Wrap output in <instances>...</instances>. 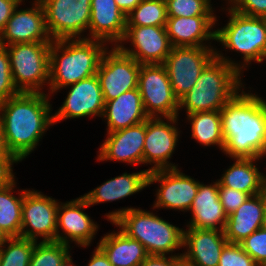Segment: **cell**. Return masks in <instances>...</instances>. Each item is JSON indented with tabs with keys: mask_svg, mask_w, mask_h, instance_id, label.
Masks as SVG:
<instances>
[{
	"mask_svg": "<svg viewBox=\"0 0 266 266\" xmlns=\"http://www.w3.org/2000/svg\"><path fill=\"white\" fill-rule=\"evenodd\" d=\"M220 110L223 153L233 158L266 156V100L241 90Z\"/></svg>",
	"mask_w": 266,
	"mask_h": 266,
	"instance_id": "6da1fadb",
	"label": "cell"
},
{
	"mask_svg": "<svg viewBox=\"0 0 266 266\" xmlns=\"http://www.w3.org/2000/svg\"><path fill=\"white\" fill-rule=\"evenodd\" d=\"M48 94L20 92L0 103L5 143L18 162L34 151L45 131L54 125Z\"/></svg>",
	"mask_w": 266,
	"mask_h": 266,
	"instance_id": "7a4b0ae2",
	"label": "cell"
},
{
	"mask_svg": "<svg viewBox=\"0 0 266 266\" xmlns=\"http://www.w3.org/2000/svg\"><path fill=\"white\" fill-rule=\"evenodd\" d=\"M219 52L215 50L216 57L204 68L191 90L179 100V111L183 108L186 114L220 111L245 87L240 79V63Z\"/></svg>",
	"mask_w": 266,
	"mask_h": 266,
	"instance_id": "3957f363",
	"label": "cell"
},
{
	"mask_svg": "<svg viewBox=\"0 0 266 266\" xmlns=\"http://www.w3.org/2000/svg\"><path fill=\"white\" fill-rule=\"evenodd\" d=\"M106 42L93 39L53 40L50 47L49 93L97 73Z\"/></svg>",
	"mask_w": 266,
	"mask_h": 266,
	"instance_id": "277c9868",
	"label": "cell"
},
{
	"mask_svg": "<svg viewBox=\"0 0 266 266\" xmlns=\"http://www.w3.org/2000/svg\"><path fill=\"white\" fill-rule=\"evenodd\" d=\"M106 218L128 237L138 240L148 255H167L183 247V228L153 212L127 207L107 213ZM181 247V248H180Z\"/></svg>",
	"mask_w": 266,
	"mask_h": 266,
	"instance_id": "5b68a950",
	"label": "cell"
},
{
	"mask_svg": "<svg viewBox=\"0 0 266 266\" xmlns=\"http://www.w3.org/2000/svg\"><path fill=\"white\" fill-rule=\"evenodd\" d=\"M228 23L215 30V40L223 48L232 49L243 55L241 72L252 61L261 63L266 59V24L262 17L248 16L229 11Z\"/></svg>",
	"mask_w": 266,
	"mask_h": 266,
	"instance_id": "8992f818",
	"label": "cell"
},
{
	"mask_svg": "<svg viewBox=\"0 0 266 266\" xmlns=\"http://www.w3.org/2000/svg\"><path fill=\"white\" fill-rule=\"evenodd\" d=\"M6 47L17 90L43 93V85H49L51 42L17 43Z\"/></svg>",
	"mask_w": 266,
	"mask_h": 266,
	"instance_id": "52a82bcc",
	"label": "cell"
},
{
	"mask_svg": "<svg viewBox=\"0 0 266 266\" xmlns=\"http://www.w3.org/2000/svg\"><path fill=\"white\" fill-rule=\"evenodd\" d=\"M138 89L144 111L149 118L179 116V100L173 93L163 64H141Z\"/></svg>",
	"mask_w": 266,
	"mask_h": 266,
	"instance_id": "ba28073f",
	"label": "cell"
},
{
	"mask_svg": "<svg viewBox=\"0 0 266 266\" xmlns=\"http://www.w3.org/2000/svg\"><path fill=\"white\" fill-rule=\"evenodd\" d=\"M52 40L81 39L88 30L91 0H39Z\"/></svg>",
	"mask_w": 266,
	"mask_h": 266,
	"instance_id": "9c48e42d",
	"label": "cell"
},
{
	"mask_svg": "<svg viewBox=\"0 0 266 266\" xmlns=\"http://www.w3.org/2000/svg\"><path fill=\"white\" fill-rule=\"evenodd\" d=\"M213 47H172L165 66L178 100L195 85L204 68L216 57Z\"/></svg>",
	"mask_w": 266,
	"mask_h": 266,
	"instance_id": "30bf717a",
	"label": "cell"
},
{
	"mask_svg": "<svg viewBox=\"0 0 266 266\" xmlns=\"http://www.w3.org/2000/svg\"><path fill=\"white\" fill-rule=\"evenodd\" d=\"M103 54L97 77L100 82L104 103L117 98L124 92L138 88L141 64L124 54L117 46Z\"/></svg>",
	"mask_w": 266,
	"mask_h": 266,
	"instance_id": "8fae6325",
	"label": "cell"
},
{
	"mask_svg": "<svg viewBox=\"0 0 266 266\" xmlns=\"http://www.w3.org/2000/svg\"><path fill=\"white\" fill-rule=\"evenodd\" d=\"M59 202L40 191L25 190L22 203L21 237L29 240L56 241Z\"/></svg>",
	"mask_w": 266,
	"mask_h": 266,
	"instance_id": "7c38bea8",
	"label": "cell"
},
{
	"mask_svg": "<svg viewBox=\"0 0 266 266\" xmlns=\"http://www.w3.org/2000/svg\"><path fill=\"white\" fill-rule=\"evenodd\" d=\"M166 119L167 122L164 120ZM153 117L146 120V134L143 149V164H154L149 172L178 168L168 161L177 146L179 132L175 126L178 117ZM175 124V125H174Z\"/></svg>",
	"mask_w": 266,
	"mask_h": 266,
	"instance_id": "4fadbf2b",
	"label": "cell"
},
{
	"mask_svg": "<svg viewBox=\"0 0 266 266\" xmlns=\"http://www.w3.org/2000/svg\"><path fill=\"white\" fill-rule=\"evenodd\" d=\"M160 183L156 191L154 208L189 211L199 188V181L185 175L178 168L156 170L149 173L148 186Z\"/></svg>",
	"mask_w": 266,
	"mask_h": 266,
	"instance_id": "5bb4252c",
	"label": "cell"
},
{
	"mask_svg": "<svg viewBox=\"0 0 266 266\" xmlns=\"http://www.w3.org/2000/svg\"><path fill=\"white\" fill-rule=\"evenodd\" d=\"M128 40L133 48L117 47L140 64H163L172 48L165 26H126L122 42Z\"/></svg>",
	"mask_w": 266,
	"mask_h": 266,
	"instance_id": "9a60e30c",
	"label": "cell"
},
{
	"mask_svg": "<svg viewBox=\"0 0 266 266\" xmlns=\"http://www.w3.org/2000/svg\"><path fill=\"white\" fill-rule=\"evenodd\" d=\"M87 207H90V205H88L87 200L83 196L66 203H59L56 241L70 246L71 240L76 245L78 244V247L84 248L91 244L99 227L90 216L83 212ZM59 229L62 230V233H59Z\"/></svg>",
	"mask_w": 266,
	"mask_h": 266,
	"instance_id": "2e32d148",
	"label": "cell"
},
{
	"mask_svg": "<svg viewBox=\"0 0 266 266\" xmlns=\"http://www.w3.org/2000/svg\"><path fill=\"white\" fill-rule=\"evenodd\" d=\"M33 2L31 8L18 10L17 7L14 10L0 33V45L53 41L46 27L45 11L41 2Z\"/></svg>",
	"mask_w": 266,
	"mask_h": 266,
	"instance_id": "e0dca14e",
	"label": "cell"
},
{
	"mask_svg": "<svg viewBox=\"0 0 266 266\" xmlns=\"http://www.w3.org/2000/svg\"><path fill=\"white\" fill-rule=\"evenodd\" d=\"M71 86L58 111L53 114V123L61 120L88 116L102 118L104 99L97 75L80 80Z\"/></svg>",
	"mask_w": 266,
	"mask_h": 266,
	"instance_id": "ac0fdd59",
	"label": "cell"
},
{
	"mask_svg": "<svg viewBox=\"0 0 266 266\" xmlns=\"http://www.w3.org/2000/svg\"><path fill=\"white\" fill-rule=\"evenodd\" d=\"M145 134L146 121L107 133V138L99 148L97 160L143 164Z\"/></svg>",
	"mask_w": 266,
	"mask_h": 266,
	"instance_id": "d6986e66",
	"label": "cell"
},
{
	"mask_svg": "<svg viewBox=\"0 0 266 266\" xmlns=\"http://www.w3.org/2000/svg\"><path fill=\"white\" fill-rule=\"evenodd\" d=\"M88 29V37L82 36V39L100 40L118 46L126 32V15L115 0H91Z\"/></svg>",
	"mask_w": 266,
	"mask_h": 266,
	"instance_id": "ffe728a7",
	"label": "cell"
},
{
	"mask_svg": "<svg viewBox=\"0 0 266 266\" xmlns=\"http://www.w3.org/2000/svg\"><path fill=\"white\" fill-rule=\"evenodd\" d=\"M216 16L167 17L166 32L172 47H213ZM204 42V43H203Z\"/></svg>",
	"mask_w": 266,
	"mask_h": 266,
	"instance_id": "44dd1931",
	"label": "cell"
},
{
	"mask_svg": "<svg viewBox=\"0 0 266 266\" xmlns=\"http://www.w3.org/2000/svg\"><path fill=\"white\" fill-rule=\"evenodd\" d=\"M189 210L192 218L187 227L224 231L228 215L219 199L218 181L210 185L199 183L197 194Z\"/></svg>",
	"mask_w": 266,
	"mask_h": 266,
	"instance_id": "7402d4cb",
	"label": "cell"
},
{
	"mask_svg": "<svg viewBox=\"0 0 266 266\" xmlns=\"http://www.w3.org/2000/svg\"><path fill=\"white\" fill-rule=\"evenodd\" d=\"M187 228L183 231V248L187 247L183 254L197 266H218L228 243L224 231Z\"/></svg>",
	"mask_w": 266,
	"mask_h": 266,
	"instance_id": "603a6c76",
	"label": "cell"
},
{
	"mask_svg": "<svg viewBox=\"0 0 266 266\" xmlns=\"http://www.w3.org/2000/svg\"><path fill=\"white\" fill-rule=\"evenodd\" d=\"M266 207V191L249 198L228 216L224 234L229 243L239 244L250 234L262 228Z\"/></svg>",
	"mask_w": 266,
	"mask_h": 266,
	"instance_id": "cb8c5ba5",
	"label": "cell"
},
{
	"mask_svg": "<svg viewBox=\"0 0 266 266\" xmlns=\"http://www.w3.org/2000/svg\"><path fill=\"white\" fill-rule=\"evenodd\" d=\"M102 117L107 121L108 133L137 125L149 118L144 111L138 88L105 102Z\"/></svg>",
	"mask_w": 266,
	"mask_h": 266,
	"instance_id": "d4e9b609",
	"label": "cell"
},
{
	"mask_svg": "<svg viewBox=\"0 0 266 266\" xmlns=\"http://www.w3.org/2000/svg\"><path fill=\"white\" fill-rule=\"evenodd\" d=\"M149 171L123 173L121 176L114 177L102 183L97 188L91 190L83 197L88 205L112 202L133 195L148 186Z\"/></svg>",
	"mask_w": 266,
	"mask_h": 266,
	"instance_id": "484cf974",
	"label": "cell"
},
{
	"mask_svg": "<svg viewBox=\"0 0 266 266\" xmlns=\"http://www.w3.org/2000/svg\"><path fill=\"white\" fill-rule=\"evenodd\" d=\"M261 158H234L232 166L225 170L218 180V186H225L247 193L249 196L266 191V175L254 164ZM257 160V161H256Z\"/></svg>",
	"mask_w": 266,
	"mask_h": 266,
	"instance_id": "4316f807",
	"label": "cell"
},
{
	"mask_svg": "<svg viewBox=\"0 0 266 266\" xmlns=\"http://www.w3.org/2000/svg\"><path fill=\"white\" fill-rule=\"evenodd\" d=\"M113 266H138L148 256L144 246L123 231L106 233L97 245Z\"/></svg>",
	"mask_w": 266,
	"mask_h": 266,
	"instance_id": "83f0119b",
	"label": "cell"
},
{
	"mask_svg": "<svg viewBox=\"0 0 266 266\" xmlns=\"http://www.w3.org/2000/svg\"><path fill=\"white\" fill-rule=\"evenodd\" d=\"M15 182L14 178L0 189V229L8 237H21L24 190L20 191L19 197L13 195Z\"/></svg>",
	"mask_w": 266,
	"mask_h": 266,
	"instance_id": "f1b7e54d",
	"label": "cell"
},
{
	"mask_svg": "<svg viewBox=\"0 0 266 266\" xmlns=\"http://www.w3.org/2000/svg\"><path fill=\"white\" fill-rule=\"evenodd\" d=\"M191 122V136L204 146L217 145L222 151L225 141L222 136L220 111H204L187 114Z\"/></svg>",
	"mask_w": 266,
	"mask_h": 266,
	"instance_id": "f546056e",
	"label": "cell"
},
{
	"mask_svg": "<svg viewBox=\"0 0 266 266\" xmlns=\"http://www.w3.org/2000/svg\"><path fill=\"white\" fill-rule=\"evenodd\" d=\"M166 22L165 0L141 1L126 16V26H165Z\"/></svg>",
	"mask_w": 266,
	"mask_h": 266,
	"instance_id": "4dcf8cb0",
	"label": "cell"
},
{
	"mask_svg": "<svg viewBox=\"0 0 266 266\" xmlns=\"http://www.w3.org/2000/svg\"><path fill=\"white\" fill-rule=\"evenodd\" d=\"M34 246L33 240L9 237L0 247V266H29Z\"/></svg>",
	"mask_w": 266,
	"mask_h": 266,
	"instance_id": "1f68e13d",
	"label": "cell"
},
{
	"mask_svg": "<svg viewBox=\"0 0 266 266\" xmlns=\"http://www.w3.org/2000/svg\"><path fill=\"white\" fill-rule=\"evenodd\" d=\"M69 248L58 241H35L29 266H60L71 254Z\"/></svg>",
	"mask_w": 266,
	"mask_h": 266,
	"instance_id": "d6a6232c",
	"label": "cell"
},
{
	"mask_svg": "<svg viewBox=\"0 0 266 266\" xmlns=\"http://www.w3.org/2000/svg\"><path fill=\"white\" fill-rule=\"evenodd\" d=\"M211 0H165L167 17L215 16Z\"/></svg>",
	"mask_w": 266,
	"mask_h": 266,
	"instance_id": "836d02e7",
	"label": "cell"
},
{
	"mask_svg": "<svg viewBox=\"0 0 266 266\" xmlns=\"http://www.w3.org/2000/svg\"><path fill=\"white\" fill-rule=\"evenodd\" d=\"M19 93L12 79L7 47L0 45V103Z\"/></svg>",
	"mask_w": 266,
	"mask_h": 266,
	"instance_id": "e575fe53",
	"label": "cell"
},
{
	"mask_svg": "<svg viewBox=\"0 0 266 266\" xmlns=\"http://www.w3.org/2000/svg\"><path fill=\"white\" fill-rule=\"evenodd\" d=\"M258 266L266 264V230L260 228L239 243Z\"/></svg>",
	"mask_w": 266,
	"mask_h": 266,
	"instance_id": "d590c367",
	"label": "cell"
},
{
	"mask_svg": "<svg viewBox=\"0 0 266 266\" xmlns=\"http://www.w3.org/2000/svg\"><path fill=\"white\" fill-rule=\"evenodd\" d=\"M218 266H258L237 243H227L222 249Z\"/></svg>",
	"mask_w": 266,
	"mask_h": 266,
	"instance_id": "8d00e7d4",
	"label": "cell"
},
{
	"mask_svg": "<svg viewBox=\"0 0 266 266\" xmlns=\"http://www.w3.org/2000/svg\"><path fill=\"white\" fill-rule=\"evenodd\" d=\"M248 198L249 195L247 193L219 186V199L228 216L235 212Z\"/></svg>",
	"mask_w": 266,
	"mask_h": 266,
	"instance_id": "74e56055",
	"label": "cell"
},
{
	"mask_svg": "<svg viewBox=\"0 0 266 266\" xmlns=\"http://www.w3.org/2000/svg\"><path fill=\"white\" fill-rule=\"evenodd\" d=\"M227 3L230 7L226 10L244 15L262 17L266 13V0H228Z\"/></svg>",
	"mask_w": 266,
	"mask_h": 266,
	"instance_id": "f35d334b",
	"label": "cell"
},
{
	"mask_svg": "<svg viewBox=\"0 0 266 266\" xmlns=\"http://www.w3.org/2000/svg\"><path fill=\"white\" fill-rule=\"evenodd\" d=\"M22 0H0V33L4 30L14 10L20 6Z\"/></svg>",
	"mask_w": 266,
	"mask_h": 266,
	"instance_id": "ab89813d",
	"label": "cell"
},
{
	"mask_svg": "<svg viewBox=\"0 0 266 266\" xmlns=\"http://www.w3.org/2000/svg\"><path fill=\"white\" fill-rule=\"evenodd\" d=\"M140 266H173V256L148 255Z\"/></svg>",
	"mask_w": 266,
	"mask_h": 266,
	"instance_id": "60d3db41",
	"label": "cell"
},
{
	"mask_svg": "<svg viewBox=\"0 0 266 266\" xmlns=\"http://www.w3.org/2000/svg\"><path fill=\"white\" fill-rule=\"evenodd\" d=\"M18 162H0V189L8 185L14 178L12 166Z\"/></svg>",
	"mask_w": 266,
	"mask_h": 266,
	"instance_id": "b9f144b4",
	"label": "cell"
},
{
	"mask_svg": "<svg viewBox=\"0 0 266 266\" xmlns=\"http://www.w3.org/2000/svg\"><path fill=\"white\" fill-rule=\"evenodd\" d=\"M87 266H113L104 252L97 246Z\"/></svg>",
	"mask_w": 266,
	"mask_h": 266,
	"instance_id": "7bdbcfd3",
	"label": "cell"
},
{
	"mask_svg": "<svg viewBox=\"0 0 266 266\" xmlns=\"http://www.w3.org/2000/svg\"><path fill=\"white\" fill-rule=\"evenodd\" d=\"M0 162H18L12 156V154L9 152L6 146L1 122H0Z\"/></svg>",
	"mask_w": 266,
	"mask_h": 266,
	"instance_id": "ee69618b",
	"label": "cell"
},
{
	"mask_svg": "<svg viewBox=\"0 0 266 266\" xmlns=\"http://www.w3.org/2000/svg\"><path fill=\"white\" fill-rule=\"evenodd\" d=\"M119 9L127 16L141 1L140 0H115Z\"/></svg>",
	"mask_w": 266,
	"mask_h": 266,
	"instance_id": "f6af8a7d",
	"label": "cell"
},
{
	"mask_svg": "<svg viewBox=\"0 0 266 266\" xmlns=\"http://www.w3.org/2000/svg\"><path fill=\"white\" fill-rule=\"evenodd\" d=\"M173 266H197L191 259L183 253L173 256Z\"/></svg>",
	"mask_w": 266,
	"mask_h": 266,
	"instance_id": "bcb514c9",
	"label": "cell"
},
{
	"mask_svg": "<svg viewBox=\"0 0 266 266\" xmlns=\"http://www.w3.org/2000/svg\"><path fill=\"white\" fill-rule=\"evenodd\" d=\"M9 237L0 229V247L7 241Z\"/></svg>",
	"mask_w": 266,
	"mask_h": 266,
	"instance_id": "7dc6e473",
	"label": "cell"
},
{
	"mask_svg": "<svg viewBox=\"0 0 266 266\" xmlns=\"http://www.w3.org/2000/svg\"><path fill=\"white\" fill-rule=\"evenodd\" d=\"M60 266H75L72 262L71 256L69 255Z\"/></svg>",
	"mask_w": 266,
	"mask_h": 266,
	"instance_id": "c3c4849f",
	"label": "cell"
},
{
	"mask_svg": "<svg viewBox=\"0 0 266 266\" xmlns=\"http://www.w3.org/2000/svg\"><path fill=\"white\" fill-rule=\"evenodd\" d=\"M262 228L264 230H266V207H265V210H264V217H263V225H262Z\"/></svg>",
	"mask_w": 266,
	"mask_h": 266,
	"instance_id": "681fc988",
	"label": "cell"
},
{
	"mask_svg": "<svg viewBox=\"0 0 266 266\" xmlns=\"http://www.w3.org/2000/svg\"><path fill=\"white\" fill-rule=\"evenodd\" d=\"M262 18H263V20H264V22L266 24V13L262 16Z\"/></svg>",
	"mask_w": 266,
	"mask_h": 266,
	"instance_id": "f907efd6",
	"label": "cell"
}]
</instances>
